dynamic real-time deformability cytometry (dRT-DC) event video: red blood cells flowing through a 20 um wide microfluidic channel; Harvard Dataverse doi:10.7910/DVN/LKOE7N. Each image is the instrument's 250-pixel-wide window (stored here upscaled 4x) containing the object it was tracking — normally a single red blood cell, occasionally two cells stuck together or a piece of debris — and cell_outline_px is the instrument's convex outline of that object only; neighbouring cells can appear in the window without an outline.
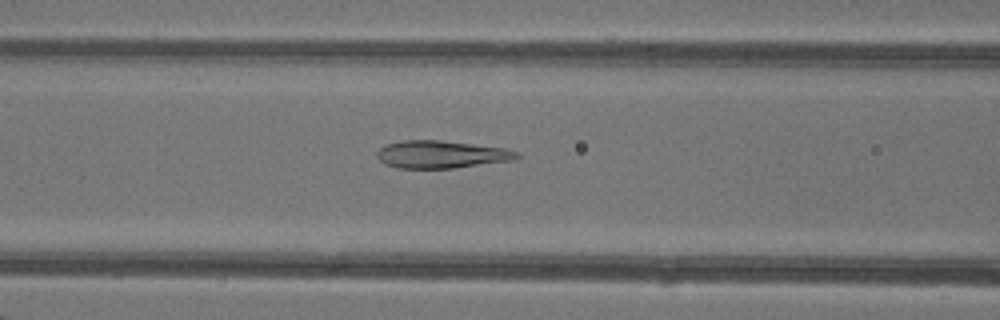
{"species": "common noctule bat (a hibernating species)", "species_latin": "Nyctalus noctula", "temperature_condition": "warm", "stored_images_in_passage": 30, "camera_frame_rate_fps": 3000, "um_per_image_px": 0.085, "animal": {"sex": "female"}, "frame": {"image": 1, "passage_image": 9, "time_ms": 2.667, "image_size_px": [1000, 320], "cell_outline_px": [[520, 156], [516, 160], [452, 168], [396, 168], [384, 164], [376, 156], [376, 152], [384, 144], [400, 140], [440, 140], [508, 148], [520, 152]], "centroid_in_image_um": [37.52, 13.12], "position_along_channel_um": 129.1, "area_um2": 22.83}}
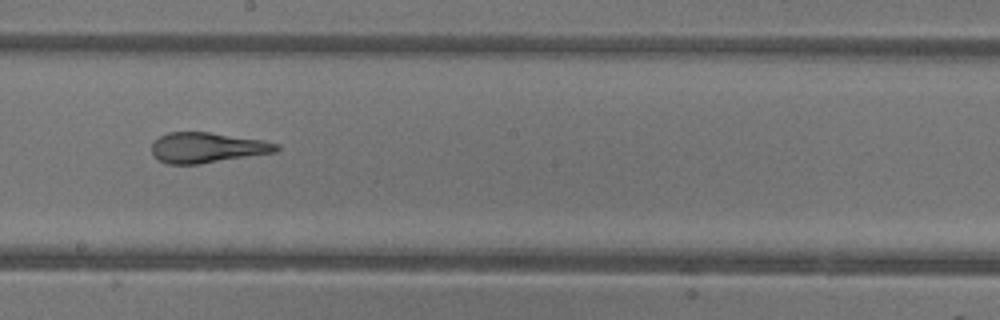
{"frame": {"image": 2, "passage_image": 16, "time_ms": 5.0, "image_size_px": [1000, 320], "cell_outline_px": [[280, 148], [276, 152], [200, 164], [168, 164], [152, 156], [152, 144], [160, 136], [168, 132], [208, 132], [264, 140], [280, 144]], "centroid_in_image_um": [17.63, 12.55], "position_along_channel_um": 230.6, "area_um2": 22.08}}
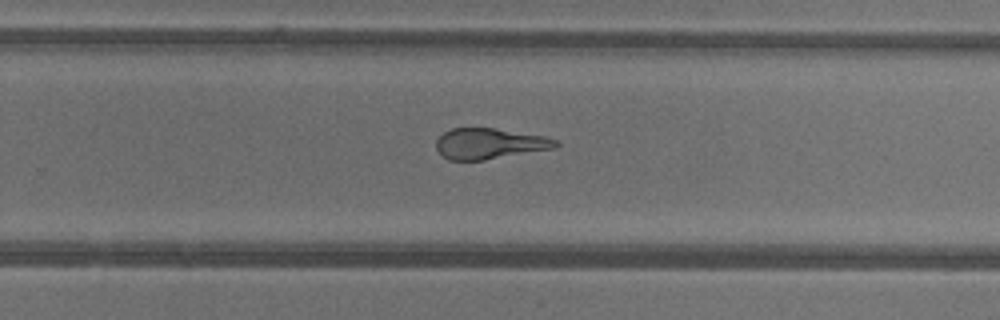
{"frame": {"image": 3, "passage_image": 20, "time_ms": 6.333, "image_size_px": [1000, 320], "cell_outline_px": [[560, 144], [556, 148], [484, 160], [448, 160], [436, 148], [436, 140], [444, 132], [452, 128], [492, 128], [544, 136], [556, 140]], "centroid_in_image_um": [41.61, 12.21], "position_along_channel_um": 288.2, "area_um2": 21.27}, "authors_computed_cell_mechanics": {"area_um2": 22.7732, "velocity_mm_per_s": 4.3521, "shape_relaxation_time_tau1_ms": null, "shape_relaxation_time_tau2_ms": 1.8356, "deformation_change_tau1": null, "deformation_change_tau2": 0.0777}}